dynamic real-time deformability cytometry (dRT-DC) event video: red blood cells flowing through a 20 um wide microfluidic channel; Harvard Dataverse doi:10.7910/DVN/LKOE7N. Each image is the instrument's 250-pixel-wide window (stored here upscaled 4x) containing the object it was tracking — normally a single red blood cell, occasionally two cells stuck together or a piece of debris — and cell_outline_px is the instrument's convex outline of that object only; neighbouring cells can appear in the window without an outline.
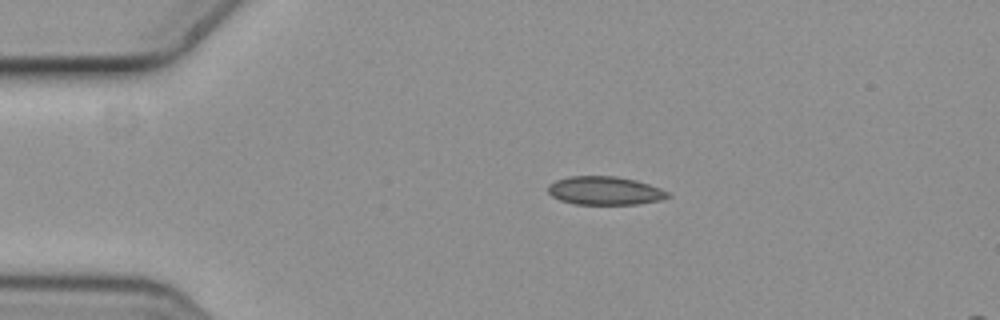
{"species": "common noctule bat (a hibernating species)", "species_latin": "Nyctalus noctula", "temperature_condition": "cold", "stored_images_in_passage": 13, "camera_frame_rate_fps": 3000, "um_per_image_px": 0.085, "animal": {"sex": "female", "body_mass_g": 19.3, "forearm_length_mm": 54.1}, "frame": {"image": 1, "passage_image": 2, "time_ms": 0.333, "image_size_px": [1000, 320], "cell_outline_px": [[672, 196], [660, 200], [636, 204], [572, 204], [560, 200], [552, 196], [548, 192], [548, 184], [556, 180], [568, 176], [616, 176], [636, 180], [660, 188], [668, 192]], "centroid_in_image_um": [51.39, 16.2], "position_along_channel_um": 33.6, "area_um2": 19.88}}
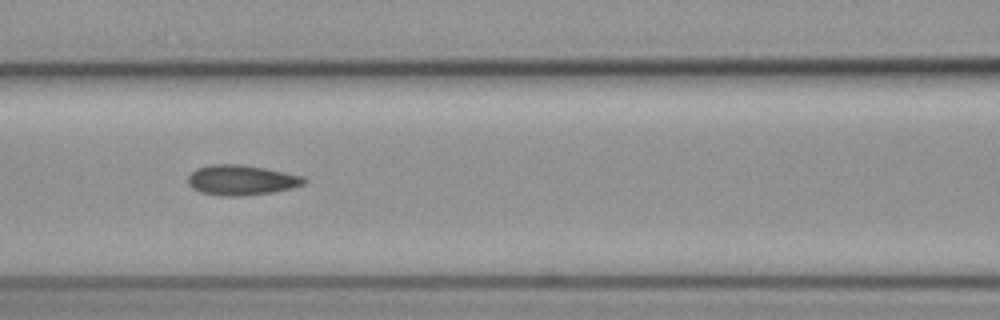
{"frame": {"image": 2, "passage_image": 5, "time_ms": 1.333, "image_size_px": [1000, 320], "cell_outline_px": [[308, 180], [304, 184], [292, 188], [272, 192], [240, 196], [224, 196], [200, 192], [192, 188], [188, 184], [188, 176], [196, 168], [208, 164], [240, 164], [264, 168], [304, 176]], "centroid_in_image_um": [20.51, 15.3], "position_along_channel_um": 146.1, "area_um2": 20.46}}
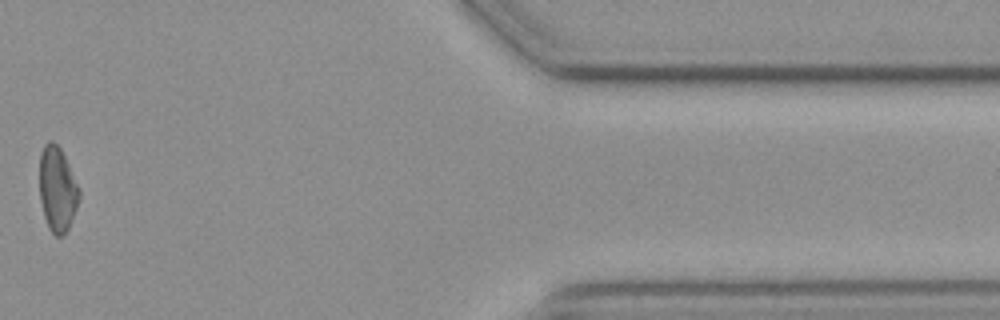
{"frame": {"image": 3, "passage_image": 12, "time_ms": 3.667, "image_size_px": [1000, 320], "cell_outline_px": [[80, 196], [76, 208], [68, 228], [64, 236], [56, 236], [48, 228], [44, 216], [40, 200], [40, 152], [44, 144], [48, 140], [52, 140], [60, 148], [80, 188]], "centroid_in_image_um": [4.87, 16.08], "position_along_channel_um": 406.5, "area_um2": 19.59}}